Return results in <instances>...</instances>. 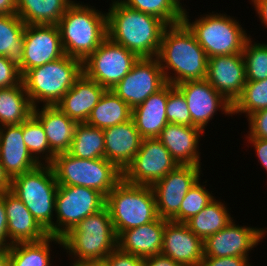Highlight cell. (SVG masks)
<instances>
[{"label":"cell","instance_id":"6da1fadb","mask_svg":"<svg viewBox=\"0 0 267 266\" xmlns=\"http://www.w3.org/2000/svg\"><path fill=\"white\" fill-rule=\"evenodd\" d=\"M156 58L169 84L206 78L208 57L183 21L165 27Z\"/></svg>","mask_w":267,"mask_h":266},{"label":"cell","instance_id":"7a4b0ae2","mask_svg":"<svg viewBox=\"0 0 267 266\" xmlns=\"http://www.w3.org/2000/svg\"><path fill=\"white\" fill-rule=\"evenodd\" d=\"M107 14V37L139 58H155L167 26L159 18L111 0Z\"/></svg>","mask_w":267,"mask_h":266},{"label":"cell","instance_id":"3957f363","mask_svg":"<svg viewBox=\"0 0 267 266\" xmlns=\"http://www.w3.org/2000/svg\"><path fill=\"white\" fill-rule=\"evenodd\" d=\"M80 1H74L57 26L65 55L82 62L107 38V14Z\"/></svg>","mask_w":267,"mask_h":266},{"label":"cell","instance_id":"277c9868","mask_svg":"<svg viewBox=\"0 0 267 266\" xmlns=\"http://www.w3.org/2000/svg\"><path fill=\"white\" fill-rule=\"evenodd\" d=\"M117 235L105 206L87 216L62 237L63 249L71 262L105 260L117 248Z\"/></svg>","mask_w":267,"mask_h":266},{"label":"cell","instance_id":"5b68a950","mask_svg":"<svg viewBox=\"0 0 267 266\" xmlns=\"http://www.w3.org/2000/svg\"><path fill=\"white\" fill-rule=\"evenodd\" d=\"M82 61L68 55L27 70L22 83L33 108L55 106L82 74Z\"/></svg>","mask_w":267,"mask_h":266},{"label":"cell","instance_id":"8992f818","mask_svg":"<svg viewBox=\"0 0 267 266\" xmlns=\"http://www.w3.org/2000/svg\"><path fill=\"white\" fill-rule=\"evenodd\" d=\"M188 13L184 8L183 22L193 32L208 58L216 55L242 54L246 41L252 37L235 17L226 13H203L192 22L189 21L191 19Z\"/></svg>","mask_w":267,"mask_h":266},{"label":"cell","instance_id":"52a82bcc","mask_svg":"<svg viewBox=\"0 0 267 266\" xmlns=\"http://www.w3.org/2000/svg\"><path fill=\"white\" fill-rule=\"evenodd\" d=\"M57 189L58 183L51 165L41 164L27 173L13 177L10 189L52 236Z\"/></svg>","mask_w":267,"mask_h":266},{"label":"cell","instance_id":"ba28073f","mask_svg":"<svg viewBox=\"0 0 267 266\" xmlns=\"http://www.w3.org/2000/svg\"><path fill=\"white\" fill-rule=\"evenodd\" d=\"M105 206L117 236L124 230L142 226L158 217L152 186L134 185L124 179L107 194Z\"/></svg>","mask_w":267,"mask_h":266},{"label":"cell","instance_id":"9c48e42d","mask_svg":"<svg viewBox=\"0 0 267 266\" xmlns=\"http://www.w3.org/2000/svg\"><path fill=\"white\" fill-rule=\"evenodd\" d=\"M50 165L58 185L92 188L105 197L123 179V172L105 158L80 159L66 152L56 154Z\"/></svg>","mask_w":267,"mask_h":266},{"label":"cell","instance_id":"30bf717a","mask_svg":"<svg viewBox=\"0 0 267 266\" xmlns=\"http://www.w3.org/2000/svg\"><path fill=\"white\" fill-rule=\"evenodd\" d=\"M106 197L83 186L58 185L55 199L54 236L62 238L80 221L105 207Z\"/></svg>","mask_w":267,"mask_h":266},{"label":"cell","instance_id":"8fae6325","mask_svg":"<svg viewBox=\"0 0 267 266\" xmlns=\"http://www.w3.org/2000/svg\"><path fill=\"white\" fill-rule=\"evenodd\" d=\"M139 57L108 37L82 62V71L106 90H111L131 71Z\"/></svg>","mask_w":267,"mask_h":266},{"label":"cell","instance_id":"7c38bea8","mask_svg":"<svg viewBox=\"0 0 267 266\" xmlns=\"http://www.w3.org/2000/svg\"><path fill=\"white\" fill-rule=\"evenodd\" d=\"M179 164L157 139H143L134 160L123 171V179L134 185L152 186Z\"/></svg>","mask_w":267,"mask_h":266},{"label":"cell","instance_id":"4fadbf2b","mask_svg":"<svg viewBox=\"0 0 267 266\" xmlns=\"http://www.w3.org/2000/svg\"><path fill=\"white\" fill-rule=\"evenodd\" d=\"M167 84L158 59L139 58L123 79L111 91L132 109Z\"/></svg>","mask_w":267,"mask_h":266},{"label":"cell","instance_id":"5bb4252c","mask_svg":"<svg viewBox=\"0 0 267 266\" xmlns=\"http://www.w3.org/2000/svg\"><path fill=\"white\" fill-rule=\"evenodd\" d=\"M201 172V166L178 165L152 185L160 218L170 221L179 212L186 193L203 175Z\"/></svg>","mask_w":267,"mask_h":266},{"label":"cell","instance_id":"9a60e30c","mask_svg":"<svg viewBox=\"0 0 267 266\" xmlns=\"http://www.w3.org/2000/svg\"><path fill=\"white\" fill-rule=\"evenodd\" d=\"M175 87L187 101L192 126L205 131L207 125L220 110L222 114L232 117V104L206 79L185 81Z\"/></svg>","mask_w":267,"mask_h":266},{"label":"cell","instance_id":"2e32d148","mask_svg":"<svg viewBox=\"0 0 267 266\" xmlns=\"http://www.w3.org/2000/svg\"><path fill=\"white\" fill-rule=\"evenodd\" d=\"M266 227L239 226L233 219L225 228L209 236L204 243L203 257H249L261 239L267 235Z\"/></svg>","mask_w":267,"mask_h":266},{"label":"cell","instance_id":"e0dca14e","mask_svg":"<svg viewBox=\"0 0 267 266\" xmlns=\"http://www.w3.org/2000/svg\"><path fill=\"white\" fill-rule=\"evenodd\" d=\"M24 73L63 57L64 51L57 25H26L24 29Z\"/></svg>","mask_w":267,"mask_h":266},{"label":"cell","instance_id":"ac0fdd59","mask_svg":"<svg viewBox=\"0 0 267 266\" xmlns=\"http://www.w3.org/2000/svg\"><path fill=\"white\" fill-rule=\"evenodd\" d=\"M205 79L233 104L246 84L243 54L216 55L208 58Z\"/></svg>","mask_w":267,"mask_h":266},{"label":"cell","instance_id":"d6986e66","mask_svg":"<svg viewBox=\"0 0 267 266\" xmlns=\"http://www.w3.org/2000/svg\"><path fill=\"white\" fill-rule=\"evenodd\" d=\"M161 254L182 266H198L204 256V243L185 223L168 221Z\"/></svg>","mask_w":267,"mask_h":266},{"label":"cell","instance_id":"ffe728a7","mask_svg":"<svg viewBox=\"0 0 267 266\" xmlns=\"http://www.w3.org/2000/svg\"><path fill=\"white\" fill-rule=\"evenodd\" d=\"M204 133L196 126L168 123L157 139L179 165L201 166V152L198 145Z\"/></svg>","mask_w":267,"mask_h":266},{"label":"cell","instance_id":"44dd1931","mask_svg":"<svg viewBox=\"0 0 267 266\" xmlns=\"http://www.w3.org/2000/svg\"><path fill=\"white\" fill-rule=\"evenodd\" d=\"M0 161L11 179L40 165L24 143L22 123L0 127Z\"/></svg>","mask_w":267,"mask_h":266},{"label":"cell","instance_id":"7402d4cb","mask_svg":"<svg viewBox=\"0 0 267 266\" xmlns=\"http://www.w3.org/2000/svg\"><path fill=\"white\" fill-rule=\"evenodd\" d=\"M105 139V159L113 162L122 172L134 160L140 149L142 136L133 119L103 129Z\"/></svg>","mask_w":267,"mask_h":266},{"label":"cell","instance_id":"603a6c76","mask_svg":"<svg viewBox=\"0 0 267 266\" xmlns=\"http://www.w3.org/2000/svg\"><path fill=\"white\" fill-rule=\"evenodd\" d=\"M168 221L158 216L147 224L122 231L117 236V247L142 258L161 254L163 233Z\"/></svg>","mask_w":267,"mask_h":266},{"label":"cell","instance_id":"cb8c5ba5","mask_svg":"<svg viewBox=\"0 0 267 266\" xmlns=\"http://www.w3.org/2000/svg\"><path fill=\"white\" fill-rule=\"evenodd\" d=\"M105 91L104 87L82 72L56 106L73 121L86 123Z\"/></svg>","mask_w":267,"mask_h":266},{"label":"cell","instance_id":"d4e9b609","mask_svg":"<svg viewBox=\"0 0 267 266\" xmlns=\"http://www.w3.org/2000/svg\"><path fill=\"white\" fill-rule=\"evenodd\" d=\"M4 206L8 220L9 239L13 244L37 242L49 236L24 203L10 190L4 191Z\"/></svg>","mask_w":267,"mask_h":266},{"label":"cell","instance_id":"484cf974","mask_svg":"<svg viewBox=\"0 0 267 266\" xmlns=\"http://www.w3.org/2000/svg\"><path fill=\"white\" fill-rule=\"evenodd\" d=\"M39 107L33 108L32 114L43 126L50 149L55 154L68 152L78 123L56 105Z\"/></svg>","mask_w":267,"mask_h":266},{"label":"cell","instance_id":"4316f807","mask_svg":"<svg viewBox=\"0 0 267 266\" xmlns=\"http://www.w3.org/2000/svg\"><path fill=\"white\" fill-rule=\"evenodd\" d=\"M167 99L168 83L132 109V119L143 139L158 138L161 130L168 124Z\"/></svg>","mask_w":267,"mask_h":266},{"label":"cell","instance_id":"83f0119b","mask_svg":"<svg viewBox=\"0 0 267 266\" xmlns=\"http://www.w3.org/2000/svg\"><path fill=\"white\" fill-rule=\"evenodd\" d=\"M26 24L15 13L0 15V56L24 74V29Z\"/></svg>","mask_w":267,"mask_h":266},{"label":"cell","instance_id":"f1b7e54d","mask_svg":"<svg viewBox=\"0 0 267 266\" xmlns=\"http://www.w3.org/2000/svg\"><path fill=\"white\" fill-rule=\"evenodd\" d=\"M75 0H16V14L26 25H57Z\"/></svg>","mask_w":267,"mask_h":266},{"label":"cell","instance_id":"f546056e","mask_svg":"<svg viewBox=\"0 0 267 266\" xmlns=\"http://www.w3.org/2000/svg\"><path fill=\"white\" fill-rule=\"evenodd\" d=\"M132 119V108L111 90H106L92 109L86 123L105 129Z\"/></svg>","mask_w":267,"mask_h":266},{"label":"cell","instance_id":"4dcf8cb0","mask_svg":"<svg viewBox=\"0 0 267 266\" xmlns=\"http://www.w3.org/2000/svg\"><path fill=\"white\" fill-rule=\"evenodd\" d=\"M52 243L63 247L62 238L52 235L37 242L14 243L6 250L9 253L11 266H52Z\"/></svg>","mask_w":267,"mask_h":266},{"label":"cell","instance_id":"1f68e13d","mask_svg":"<svg viewBox=\"0 0 267 266\" xmlns=\"http://www.w3.org/2000/svg\"><path fill=\"white\" fill-rule=\"evenodd\" d=\"M32 111L23 83L0 89V127L19 125L32 115Z\"/></svg>","mask_w":267,"mask_h":266},{"label":"cell","instance_id":"d6a6232c","mask_svg":"<svg viewBox=\"0 0 267 266\" xmlns=\"http://www.w3.org/2000/svg\"><path fill=\"white\" fill-rule=\"evenodd\" d=\"M229 208L221 200L213 199L203 210L192 216L185 224L203 242L212 234L225 228L233 221Z\"/></svg>","mask_w":267,"mask_h":266},{"label":"cell","instance_id":"836d02e7","mask_svg":"<svg viewBox=\"0 0 267 266\" xmlns=\"http://www.w3.org/2000/svg\"><path fill=\"white\" fill-rule=\"evenodd\" d=\"M68 153L80 159L105 158L103 129L78 123Z\"/></svg>","mask_w":267,"mask_h":266},{"label":"cell","instance_id":"e575fe53","mask_svg":"<svg viewBox=\"0 0 267 266\" xmlns=\"http://www.w3.org/2000/svg\"><path fill=\"white\" fill-rule=\"evenodd\" d=\"M22 134L32 157L41 165H50L56 154L50 149L44 128L33 114L22 123Z\"/></svg>","mask_w":267,"mask_h":266},{"label":"cell","instance_id":"d590c367","mask_svg":"<svg viewBox=\"0 0 267 266\" xmlns=\"http://www.w3.org/2000/svg\"><path fill=\"white\" fill-rule=\"evenodd\" d=\"M126 6L155 16L166 25L183 21L184 7L181 0H120Z\"/></svg>","mask_w":267,"mask_h":266},{"label":"cell","instance_id":"8d00e7d4","mask_svg":"<svg viewBox=\"0 0 267 266\" xmlns=\"http://www.w3.org/2000/svg\"><path fill=\"white\" fill-rule=\"evenodd\" d=\"M267 109V79L246 81L241 95L232 104V115L245 114Z\"/></svg>","mask_w":267,"mask_h":266},{"label":"cell","instance_id":"74e56055","mask_svg":"<svg viewBox=\"0 0 267 266\" xmlns=\"http://www.w3.org/2000/svg\"><path fill=\"white\" fill-rule=\"evenodd\" d=\"M199 179L194 186L186 193L181 205L179 212L170 220L177 223H185L192 216L198 214L203 210L209 203L215 198L208 191L204 185L207 183V180L202 182Z\"/></svg>","mask_w":267,"mask_h":266},{"label":"cell","instance_id":"f35d334b","mask_svg":"<svg viewBox=\"0 0 267 266\" xmlns=\"http://www.w3.org/2000/svg\"><path fill=\"white\" fill-rule=\"evenodd\" d=\"M246 81H260L267 79V44L254 42L253 38H249L242 51Z\"/></svg>","mask_w":267,"mask_h":266},{"label":"cell","instance_id":"ab89813d","mask_svg":"<svg viewBox=\"0 0 267 266\" xmlns=\"http://www.w3.org/2000/svg\"><path fill=\"white\" fill-rule=\"evenodd\" d=\"M166 115L168 123L192 126L190 111L184 95L169 83Z\"/></svg>","mask_w":267,"mask_h":266},{"label":"cell","instance_id":"60d3db41","mask_svg":"<svg viewBox=\"0 0 267 266\" xmlns=\"http://www.w3.org/2000/svg\"><path fill=\"white\" fill-rule=\"evenodd\" d=\"M22 83L20 70L13 66L8 58L0 56V89L16 86Z\"/></svg>","mask_w":267,"mask_h":266},{"label":"cell","instance_id":"b9f144b4","mask_svg":"<svg viewBox=\"0 0 267 266\" xmlns=\"http://www.w3.org/2000/svg\"><path fill=\"white\" fill-rule=\"evenodd\" d=\"M248 135L247 138L267 139V109L254 112L247 117Z\"/></svg>","mask_w":267,"mask_h":266},{"label":"cell","instance_id":"7bdbcfd3","mask_svg":"<svg viewBox=\"0 0 267 266\" xmlns=\"http://www.w3.org/2000/svg\"><path fill=\"white\" fill-rule=\"evenodd\" d=\"M108 266H143L144 258L121 251L118 247L107 257Z\"/></svg>","mask_w":267,"mask_h":266},{"label":"cell","instance_id":"ee69618b","mask_svg":"<svg viewBox=\"0 0 267 266\" xmlns=\"http://www.w3.org/2000/svg\"><path fill=\"white\" fill-rule=\"evenodd\" d=\"M249 257H203L198 266H252Z\"/></svg>","mask_w":267,"mask_h":266},{"label":"cell","instance_id":"f6af8a7d","mask_svg":"<svg viewBox=\"0 0 267 266\" xmlns=\"http://www.w3.org/2000/svg\"><path fill=\"white\" fill-rule=\"evenodd\" d=\"M7 215L4 206V192L0 193V245L6 250L9 249L13 243L9 239L8 229H7Z\"/></svg>","mask_w":267,"mask_h":266},{"label":"cell","instance_id":"bcb514c9","mask_svg":"<svg viewBox=\"0 0 267 266\" xmlns=\"http://www.w3.org/2000/svg\"><path fill=\"white\" fill-rule=\"evenodd\" d=\"M248 144L255 149V153L258 157V162H260L261 167H263L267 172V139L262 138H247Z\"/></svg>","mask_w":267,"mask_h":266},{"label":"cell","instance_id":"7dc6e473","mask_svg":"<svg viewBox=\"0 0 267 266\" xmlns=\"http://www.w3.org/2000/svg\"><path fill=\"white\" fill-rule=\"evenodd\" d=\"M143 266H182L172 258L158 254L150 257L144 258Z\"/></svg>","mask_w":267,"mask_h":266},{"label":"cell","instance_id":"c3c4849f","mask_svg":"<svg viewBox=\"0 0 267 266\" xmlns=\"http://www.w3.org/2000/svg\"><path fill=\"white\" fill-rule=\"evenodd\" d=\"M261 23L267 28V0H251Z\"/></svg>","mask_w":267,"mask_h":266},{"label":"cell","instance_id":"681fc988","mask_svg":"<svg viewBox=\"0 0 267 266\" xmlns=\"http://www.w3.org/2000/svg\"><path fill=\"white\" fill-rule=\"evenodd\" d=\"M16 13V0H0V15Z\"/></svg>","mask_w":267,"mask_h":266},{"label":"cell","instance_id":"f907efd6","mask_svg":"<svg viewBox=\"0 0 267 266\" xmlns=\"http://www.w3.org/2000/svg\"><path fill=\"white\" fill-rule=\"evenodd\" d=\"M12 179L5 172L4 167L0 161V193L4 191H9L11 189Z\"/></svg>","mask_w":267,"mask_h":266},{"label":"cell","instance_id":"816d5d0a","mask_svg":"<svg viewBox=\"0 0 267 266\" xmlns=\"http://www.w3.org/2000/svg\"><path fill=\"white\" fill-rule=\"evenodd\" d=\"M71 266H108L106 260H96V261H81L72 264Z\"/></svg>","mask_w":267,"mask_h":266},{"label":"cell","instance_id":"f5cc1de1","mask_svg":"<svg viewBox=\"0 0 267 266\" xmlns=\"http://www.w3.org/2000/svg\"><path fill=\"white\" fill-rule=\"evenodd\" d=\"M0 266H11V260L9 257V253L5 251L1 256H0Z\"/></svg>","mask_w":267,"mask_h":266},{"label":"cell","instance_id":"db71d44e","mask_svg":"<svg viewBox=\"0 0 267 266\" xmlns=\"http://www.w3.org/2000/svg\"><path fill=\"white\" fill-rule=\"evenodd\" d=\"M6 251L5 248H3L1 245H0V256Z\"/></svg>","mask_w":267,"mask_h":266}]
</instances>
